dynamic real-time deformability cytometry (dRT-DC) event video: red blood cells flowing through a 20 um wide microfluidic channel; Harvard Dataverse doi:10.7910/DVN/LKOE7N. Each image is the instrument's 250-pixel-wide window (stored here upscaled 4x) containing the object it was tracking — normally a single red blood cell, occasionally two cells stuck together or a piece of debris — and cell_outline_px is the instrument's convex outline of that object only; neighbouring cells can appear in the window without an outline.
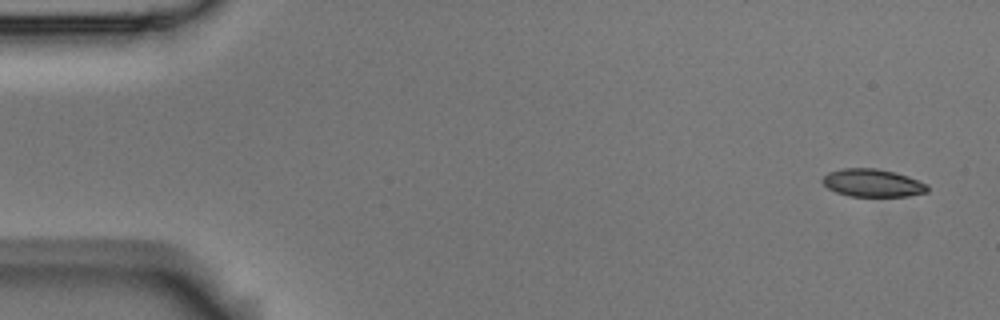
{"species": "Egyptian fruit bat (a non-hibernating species)", "species_latin": "Rousettus aegyptiacus", "temperature_condition": "room temperature", "stored_images_in_passage": 8, "camera_frame_rate_fps": 3000, "um_per_image_px": 0.085, "animal": {"sex": "male"}, "frame": {"image": 1, "passage_image": 1, "time_ms": 0.0, "image_size_px": [1000, 320], "cell_outline_px": [[928, 192], [908, 196], [848, 196], [836, 192], [828, 188], [820, 180], [828, 172], [844, 168], [876, 168], [896, 172], [908, 176], [928, 184]], "centroid_in_image_um": [74.18, 15.55], "position_along_channel_um": 10.8, "area_um2": 17.11}}
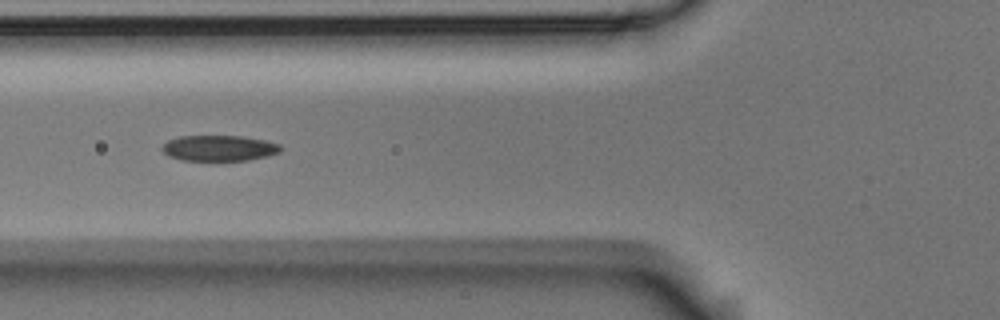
{"frame": {"image": 2, "passage_image": 6, "time_ms": 1.667, "image_size_px": [1000, 320], "cell_outline_px": [[284, 148], [280, 152], [268, 156], [248, 160], [180, 160], [168, 156], [160, 148], [168, 140], [180, 136], [244, 136], [264, 140], [280, 144]], "centroid_in_image_um": [18.64, 12.59], "position_along_channel_um": 107.2, "area_um2": 17.86}}
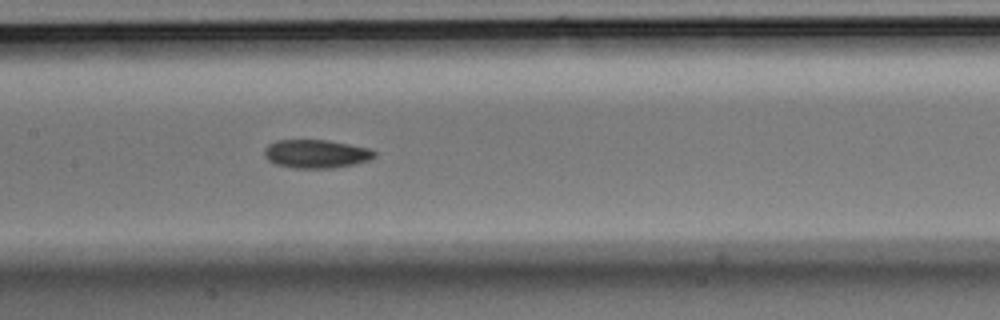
{"frame": {"image": 3, "passage_image": 8, "time_ms": 2.333, "image_size_px": [1000, 320], "cell_outline_px": [[376, 156], [368, 160], [352, 164], [332, 168], [292, 168], [276, 164], [268, 160], [264, 156], [264, 148], [268, 144], [276, 140], [328, 140], [368, 148], [376, 152]], "centroid_in_image_um": [26.83, 13.07], "position_along_channel_um": 180.6, "area_um2": 18.21}}